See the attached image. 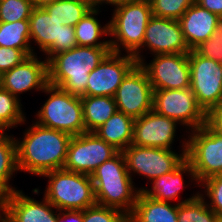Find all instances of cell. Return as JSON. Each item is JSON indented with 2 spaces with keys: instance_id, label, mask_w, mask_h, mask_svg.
Returning <instances> with one entry per match:
<instances>
[{
  "instance_id": "1",
  "label": "cell",
  "mask_w": 222,
  "mask_h": 222,
  "mask_svg": "<svg viewBox=\"0 0 222 222\" xmlns=\"http://www.w3.org/2000/svg\"><path fill=\"white\" fill-rule=\"evenodd\" d=\"M24 139H16L18 170L35 175L63 169L71 135L34 123L25 130Z\"/></svg>"
},
{
  "instance_id": "2",
  "label": "cell",
  "mask_w": 222,
  "mask_h": 222,
  "mask_svg": "<svg viewBox=\"0 0 222 222\" xmlns=\"http://www.w3.org/2000/svg\"><path fill=\"white\" fill-rule=\"evenodd\" d=\"M111 52L110 47L76 46L48 61L49 84L75 96H85L89 74Z\"/></svg>"
},
{
  "instance_id": "3",
  "label": "cell",
  "mask_w": 222,
  "mask_h": 222,
  "mask_svg": "<svg viewBox=\"0 0 222 222\" xmlns=\"http://www.w3.org/2000/svg\"><path fill=\"white\" fill-rule=\"evenodd\" d=\"M91 178L96 204L121 210L128 216L132 213L140 190L134 191L122 151L97 167Z\"/></svg>"
},
{
  "instance_id": "4",
  "label": "cell",
  "mask_w": 222,
  "mask_h": 222,
  "mask_svg": "<svg viewBox=\"0 0 222 222\" xmlns=\"http://www.w3.org/2000/svg\"><path fill=\"white\" fill-rule=\"evenodd\" d=\"M152 16L150 0H138L116 8L108 23L109 35L116 39L109 40L111 52L120 53V46H123L127 54L135 57L137 64L142 63L144 59L139 49Z\"/></svg>"
},
{
  "instance_id": "5",
  "label": "cell",
  "mask_w": 222,
  "mask_h": 222,
  "mask_svg": "<svg viewBox=\"0 0 222 222\" xmlns=\"http://www.w3.org/2000/svg\"><path fill=\"white\" fill-rule=\"evenodd\" d=\"M42 176L49 178L44 197L55 210H85L96 204L91 175L57 169Z\"/></svg>"
},
{
  "instance_id": "6",
  "label": "cell",
  "mask_w": 222,
  "mask_h": 222,
  "mask_svg": "<svg viewBox=\"0 0 222 222\" xmlns=\"http://www.w3.org/2000/svg\"><path fill=\"white\" fill-rule=\"evenodd\" d=\"M43 92L50 93L48 100L37 113L41 126L76 136L85 133L81 98L60 87L48 84Z\"/></svg>"
},
{
  "instance_id": "7",
  "label": "cell",
  "mask_w": 222,
  "mask_h": 222,
  "mask_svg": "<svg viewBox=\"0 0 222 222\" xmlns=\"http://www.w3.org/2000/svg\"><path fill=\"white\" fill-rule=\"evenodd\" d=\"M191 131L187 140L186 158L200 185L212 176L222 175V136L206 124Z\"/></svg>"
},
{
  "instance_id": "8",
  "label": "cell",
  "mask_w": 222,
  "mask_h": 222,
  "mask_svg": "<svg viewBox=\"0 0 222 222\" xmlns=\"http://www.w3.org/2000/svg\"><path fill=\"white\" fill-rule=\"evenodd\" d=\"M190 89L198 105L207 113L222 103V63L205 58L195 50L188 53Z\"/></svg>"
},
{
  "instance_id": "9",
  "label": "cell",
  "mask_w": 222,
  "mask_h": 222,
  "mask_svg": "<svg viewBox=\"0 0 222 222\" xmlns=\"http://www.w3.org/2000/svg\"><path fill=\"white\" fill-rule=\"evenodd\" d=\"M184 142L182 154L175 153L171 149L140 147L131 144L122 151L129 175L138 173L153 181L175 170L186 159L187 140Z\"/></svg>"
},
{
  "instance_id": "10",
  "label": "cell",
  "mask_w": 222,
  "mask_h": 222,
  "mask_svg": "<svg viewBox=\"0 0 222 222\" xmlns=\"http://www.w3.org/2000/svg\"><path fill=\"white\" fill-rule=\"evenodd\" d=\"M30 41L39 45L49 61L55 54L77 46L74 26L61 25L44 8H34L29 17Z\"/></svg>"
},
{
  "instance_id": "11",
  "label": "cell",
  "mask_w": 222,
  "mask_h": 222,
  "mask_svg": "<svg viewBox=\"0 0 222 222\" xmlns=\"http://www.w3.org/2000/svg\"><path fill=\"white\" fill-rule=\"evenodd\" d=\"M153 110L192 130L206 124V113L190 88L153 91Z\"/></svg>"
},
{
  "instance_id": "12",
  "label": "cell",
  "mask_w": 222,
  "mask_h": 222,
  "mask_svg": "<svg viewBox=\"0 0 222 222\" xmlns=\"http://www.w3.org/2000/svg\"><path fill=\"white\" fill-rule=\"evenodd\" d=\"M117 152L118 150L93 132L72 136L63 169L91 175Z\"/></svg>"
},
{
  "instance_id": "13",
  "label": "cell",
  "mask_w": 222,
  "mask_h": 222,
  "mask_svg": "<svg viewBox=\"0 0 222 222\" xmlns=\"http://www.w3.org/2000/svg\"><path fill=\"white\" fill-rule=\"evenodd\" d=\"M153 87L145 70L136 64L115 92L117 110L134 119L153 110Z\"/></svg>"
},
{
  "instance_id": "14",
  "label": "cell",
  "mask_w": 222,
  "mask_h": 222,
  "mask_svg": "<svg viewBox=\"0 0 222 222\" xmlns=\"http://www.w3.org/2000/svg\"><path fill=\"white\" fill-rule=\"evenodd\" d=\"M153 90L190 88L191 74L188 53L159 54L148 65L140 63Z\"/></svg>"
},
{
  "instance_id": "15",
  "label": "cell",
  "mask_w": 222,
  "mask_h": 222,
  "mask_svg": "<svg viewBox=\"0 0 222 222\" xmlns=\"http://www.w3.org/2000/svg\"><path fill=\"white\" fill-rule=\"evenodd\" d=\"M137 64L131 54L110 52L103 61L89 74L85 96L114 97L123 78Z\"/></svg>"
},
{
  "instance_id": "16",
  "label": "cell",
  "mask_w": 222,
  "mask_h": 222,
  "mask_svg": "<svg viewBox=\"0 0 222 222\" xmlns=\"http://www.w3.org/2000/svg\"><path fill=\"white\" fill-rule=\"evenodd\" d=\"M55 208L45 197L38 202L15 190L0 200V220L2 222H56Z\"/></svg>"
},
{
  "instance_id": "17",
  "label": "cell",
  "mask_w": 222,
  "mask_h": 222,
  "mask_svg": "<svg viewBox=\"0 0 222 222\" xmlns=\"http://www.w3.org/2000/svg\"><path fill=\"white\" fill-rule=\"evenodd\" d=\"M44 61L38 60L35 54L28 56L0 75V87L15 97L31 89L42 91L49 84L48 61Z\"/></svg>"
},
{
  "instance_id": "18",
  "label": "cell",
  "mask_w": 222,
  "mask_h": 222,
  "mask_svg": "<svg viewBox=\"0 0 222 222\" xmlns=\"http://www.w3.org/2000/svg\"><path fill=\"white\" fill-rule=\"evenodd\" d=\"M154 55L189 53L179 20L152 16L146 26L142 47Z\"/></svg>"
},
{
  "instance_id": "19",
  "label": "cell",
  "mask_w": 222,
  "mask_h": 222,
  "mask_svg": "<svg viewBox=\"0 0 222 222\" xmlns=\"http://www.w3.org/2000/svg\"><path fill=\"white\" fill-rule=\"evenodd\" d=\"M177 124L176 120L151 110L135 119L132 145L171 149Z\"/></svg>"
},
{
  "instance_id": "20",
  "label": "cell",
  "mask_w": 222,
  "mask_h": 222,
  "mask_svg": "<svg viewBox=\"0 0 222 222\" xmlns=\"http://www.w3.org/2000/svg\"><path fill=\"white\" fill-rule=\"evenodd\" d=\"M184 39L190 50L207 41L221 24V18L193 3L179 19Z\"/></svg>"
},
{
  "instance_id": "21",
  "label": "cell",
  "mask_w": 222,
  "mask_h": 222,
  "mask_svg": "<svg viewBox=\"0 0 222 222\" xmlns=\"http://www.w3.org/2000/svg\"><path fill=\"white\" fill-rule=\"evenodd\" d=\"M186 172L191 175L192 180L194 179L198 183L192 165L186 158L175 170L154 179L151 183L153 184L152 189L141 187L139 190L158 201H175L181 191L180 189L185 187L182 174Z\"/></svg>"
},
{
  "instance_id": "22",
  "label": "cell",
  "mask_w": 222,
  "mask_h": 222,
  "mask_svg": "<svg viewBox=\"0 0 222 222\" xmlns=\"http://www.w3.org/2000/svg\"><path fill=\"white\" fill-rule=\"evenodd\" d=\"M178 204L150 198L140 191L128 222H177Z\"/></svg>"
},
{
  "instance_id": "23",
  "label": "cell",
  "mask_w": 222,
  "mask_h": 222,
  "mask_svg": "<svg viewBox=\"0 0 222 222\" xmlns=\"http://www.w3.org/2000/svg\"><path fill=\"white\" fill-rule=\"evenodd\" d=\"M135 119L116 111L95 133L116 150L123 151L132 144Z\"/></svg>"
},
{
  "instance_id": "24",
  "label": "cell",
  "mask_w": 222,
  "mask_h": 222,
  "mask_svg": "<svg viewBox=\"0 0 222 222\" xmlns=\"http://www.w3.org/2000/svg\"><path fill=\"white\" fill-rule=\"evenodd\" d=\"M85 132H94L117 110L114 97L81 96Z\"/></svg>"
},
{
  "instance_id": "25",
  "label": "cell",
  "mask_w": 222,
  "mask_h": 222,
  "mask_svg": "<svg viewBox=\"0 0 222 222\" xmlns=\"http://www.w3.org/2000/svg\"><path fill=\"white\" fill-rule=\"evenodd\" d=\"M6 135V132H0V200L12 192L13 188L9 180L17 167L16 139Z\"/></svg>"
},
{
  "instance_id": "26",
  "label": "cell",
  "mask_w": 222,
  "mask_h": 222,
  "mask_svg": "<svg viewBox=\"0 0 222 222\" xmlns=\"http://www.w3.org/2000/svg\"><path fill=\"white\" fill-rule=\"evenodd\" d=\"M98 9H91L75 26V38L78 46L110 47V41L97 42L101 35H109V24L102 25L94 17Z\"/></svg>"
},
{
  "instance_id": "27",
  "label": "cell",
  "mask_w": 222,
  "mask_h": 222,
  "mask_svg": "<svg viewBox=\"0 0 222 222\" xmlns=\"http://www.w3.org/2000/svg\"><path fill=\"white\" fill-rule=\"evenodd\" d=\"M29 20L0 22V47L21 49L27 56L34 53L30 45Z\"/></svg>"
},
{
  "instance_id": "28",
  "label": "cell",
  "mask_w": 222,
  "mask_h": 222,
  "mask_svg": "<svg viewBox=\"0 0 222 222\" xmlns=\"http://www.w3.org/2000/svg\"><path fill=\"white\" fill-rule=\"evenodd\" d=\"M204 197L198 192L184 201H178L177 222H218L221 218L208 207Z\"/></svg>"
},
{
  "instance_id": "29",
  "label": "cell",
  "mask_w": 222,
  "mask_h": 222,
  "mask_svg": "<svg viewBox=\"0 0 222 222\" xmlns=\"http://www.w3.org/2000/svg\"><path fill=\"white\" fill-rule=\"evenodd\" d=\"M61 25L75 26L91 9L77 0H59L43 7Z\"/></svg>"
},
{
  "instance_id": "30",
  "label": "cell",
  "mask_w": 222,
  "mask_h": 222,
  "mask_svg": "<svg viewBox=\"0 0 222 222\" xmlns=\"http://www.w3.org/2000/svg\"><path fill=\"white\" fill-rule=\"evenodd\" d=\"M20 99L0 87V132L24 123Z\"/></svg>"
},
{
  "instance_id": "31",
  "label": "cell",
  "mask_w": 222,
  "mask_h": 222,
  "mask_svg": "<svg viewBox=\"0 0 222 222\" xmlns=\"http://www.w3.org/2000/svg\"><path fill=\"white\" fill-rule=\"evenodd\" d=\"M33 9L30 0H0V22L29 20Z\"/></svg>"
},
{
  "instance_id": "32",
  "label": "cell",
  "mask_w": 222,
  "mask_h": 222,
  "mask_svg": "<svg viewBox=\"0 0 222 222\" xmlns=\"http://www.w3.org/2000/svg\"><path fill=\"white\" fill-rule=\"evenodd\" d=\"M195 0H150L155 17L179 20Z\"/></svg>"
},
{
  "instance_id": "33",
  "label": "cell",
  "mask_w": 222,
  "mask_h": 222,
  "mask_svg": "<svg viewBox=\"0 0 222 222\" xmlns=\"http://www.w3.org/2000/svg\"><path fill=\"white\" fill-rule=\"evenodd\" d=\"M83 222H128L123 211L95 204L83 210Z\"/></svg>"
},
{
  "instance_id": "34",
  "label": "cell",
  "mask_w": 222,
  "mask_h": 222,
  "mask_svg": "<svg viewBox=\"0 0 222 222\" xmlns=\"http://www.w3.org/2000/svg\"><path fill=\"white\" fill-rule=\"evenodd\" d=\"M199 55L222 63V23L213 35L194 49Z\"/></svg>"
},
{
  "instance_id": "35",
  "label": "cell",
  "mask_w": 222,
  "mask_h": 222,
  "mask_svg": "<svg viewBox=\"0 0 222 222\" xmlns=\"http://www.w3.org/2000/svg\"><path fill=\"white\" fill-rule=\"evenodd\" d=\"M200 184L206 188L205 193L211 201L208 207L222 218V175L212 176Z\"/></svg>"
},
{
  "instance_id": "36",
  "label": "cell",
  "mask_w": 222,
  "mask_h": 222,
  "mask_svg": "<svg viewBox=\"0 0 222 222\" xmlns=\"http://www.w3.org/2000/svg\"><path fill=\"white\" fill-rule=\"evenodd\" d=\"M27 57L21 49L0 47V75L14 68Z\"/></svg>"
},
{
  "instance_id": "37",
  "label": "cell",
  "mask_w": 222,
  "mask_h": 222,
  "mask_svg": "<svg viewBox=\"0 0 222 222\" xmlns=\"http://www.w3.org/2000/svg\"><path fill=\"white\" fill-rule=\"evenodd\" d=\"M206 125L213 132L222 136V103L206 113Z\"/></svg>"
},
{
  "instance_id": "38",
  "label": "cell",
  "mask_w": 222,
  "mask_h": 222,
  "mask_svg": "<svg viewBox=\"0 0 222 222\" xmlns=\"http://www.w3.org/2000/svg\"><path fill=\"white\" fill-rule=\"evenodd\" d=\"M56 222H83V210H66L59 212Z\"/></svg>"
},
{
  "instance_id": "39",
  "label": "cell",
  "mask_w": 222,
  "mask_h": 222,
  "mask_svg": "<svg viewBox=\"0 0 222 222\" xmlns=\"http://www.w3.org/2000/svg\"><path fill=\"white\" fill-rule=\"evenodd\" d=\"M195 3L222 18V0H195Z\"/></svg>"
},
{
  "instance_id": "40",
  "label": "cell",
  "mask_w": 222,
  "mask_h": 222,
  "mask_svg": "<svg viewBox=\"0 0 222 222\" xmlns=\"http://www.w3.org/2000/svg\"><path fill=\"white\" fill-rule=\"evenodd\" d=\"M135 1H138V0H101V4L102 3H106L109 5L111 4L113 6L115 5L116 6L115 8H118L120 6H124L126 4H129Z\"/></svg>"
},
{
  "instance_id": "41",
  "label": "cell",
  "mask_w": 222,
  "mask_h": 222,
  "mask_svg": "<svg viewBox=\"0 0 222 222\" xmlns=\"http://www.w3.org/2000/svg\"><path fill=\"white\" fill-rule=\"evenodd\" d=\"M34 8H43L48 4L54 3L59 0H30Z\"/></svg>"
},
{
  "instance_id": "42",
  "label": "cell",
  "mask_w": 222,
  "mask_h": 222,
  "mask_svg": "<svg viewBox=\"0 0 222 222\" xmlns=\"http://www.w3.org/2000/svg\"><path fill=\"white\" fill-rule=\"evenodd\" d=\"M77 1L87 5L90 9L94 10L98 9L99 7L98 4H101V0H77Z\"/></svg>"
}]
</instances>
